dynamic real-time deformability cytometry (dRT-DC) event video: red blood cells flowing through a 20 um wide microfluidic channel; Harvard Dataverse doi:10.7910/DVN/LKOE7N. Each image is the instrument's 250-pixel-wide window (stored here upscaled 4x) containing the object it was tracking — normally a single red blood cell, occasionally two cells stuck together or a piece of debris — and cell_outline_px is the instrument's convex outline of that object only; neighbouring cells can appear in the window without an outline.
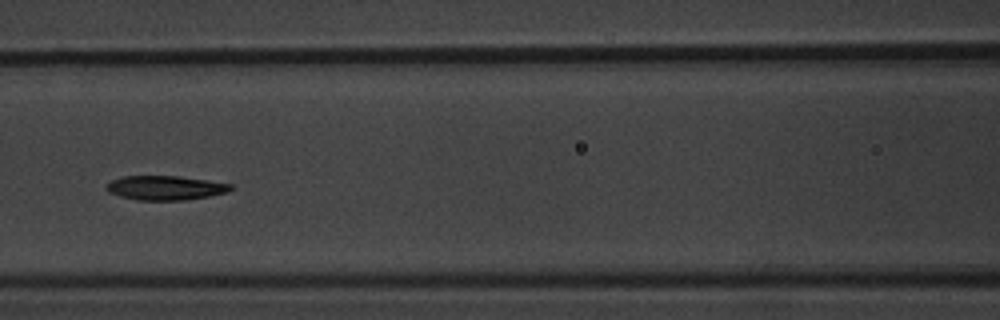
{"species": "common noctule bat (a hibernating species)", "species_latin": "Nyctalus noctula", "temperature_condition": "warm", "stored_images_in_passage": 10, "camera_frame_rate_fps": 3000, "um_per_image_px": 0.085, "animal": {"sex": "male", "body_mass_g": 20.1, "forearm_length_mm": 53.5}, "frame": {"image": 1, "passage_image": 7, "time_ms": 8.0, "image_size_px": [1000, 320], "cell_outline_px": [[232, 188], [228, 192], [208, 196], [184, 200], [136, 200], [120, 196], [108, 192], [104, 188], [104, 184], [112, 180], [124, 176], [180, 176], [232, 184]], "centroid_in_image_um": [14.0, 15.96], "position_along_channel_um": 152.6, "area_um2": 17.63}}
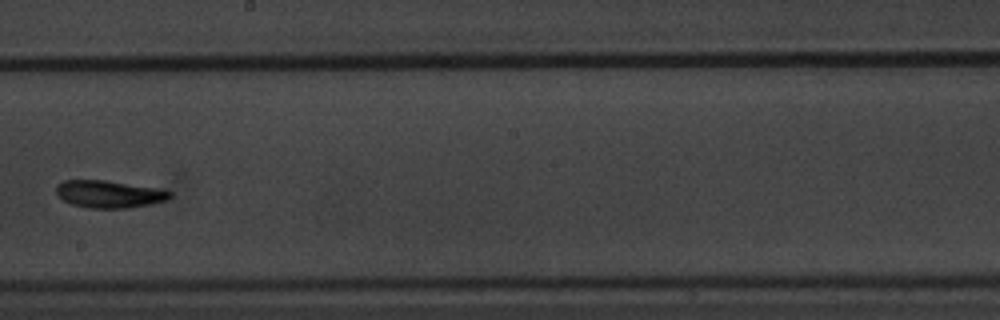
{"frame": {"image": 2, "passage_image": 9, "time_ms": 10.333, "image_size_px": [1000, 320], "cell_outline_px": [[172, 196], [168, 200], [128, 208], [88, 208], [72, 204], [64, 200], [56, 192], [56, 184], [64, 180], [104, 180], [160, 188], [172, 192]], "centroid_in_image_um": [9.3, 16.49], "position_along_channel_um": 238.9, "area_um2": 18.15}}